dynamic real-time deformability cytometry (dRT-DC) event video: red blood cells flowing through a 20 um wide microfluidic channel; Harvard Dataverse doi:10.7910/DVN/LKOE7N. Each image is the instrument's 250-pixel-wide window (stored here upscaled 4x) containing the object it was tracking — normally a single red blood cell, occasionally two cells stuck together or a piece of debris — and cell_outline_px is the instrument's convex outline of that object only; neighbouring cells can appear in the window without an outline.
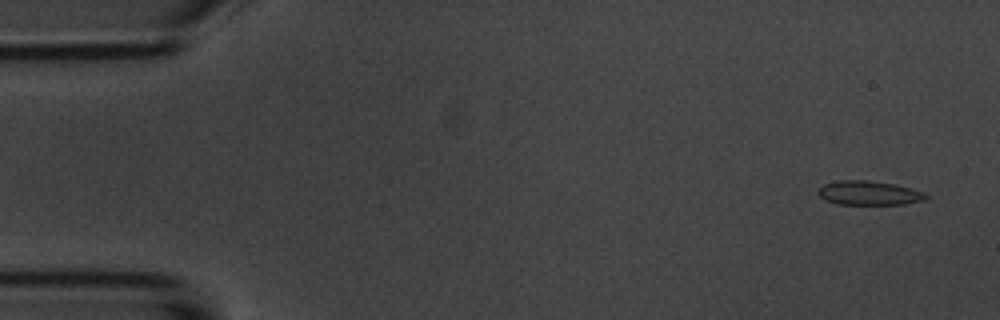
{"species": "common noctule bat (a hibernating species)", "species_latin": "Nyctalus noctula", "temperature_condition": "room temperature", "stored_images_in_passage": 54, "camera_frame_rate_fps": 3000, "um_per_image_px": 0.085, "animal": {"sex": "male", "body_mass_g": 20.1, "forearm_length_mm": 53.5}, "frame": {"image": 1, "passage_image": 3, "time_ms": 0.667, "image_size_px": [1000, 320], "cell_outline_px": [[928, 196], [924, 200], [904, 204], [836, 204], [824, 200], [816, 192], [824, 184], [840, 180], [868, 180], [892, 184], [924, 192]], "centroid_in_image_um": [73.82, 16.41], "position_along_channel_um": 11.2, "area_um2": 15.03}}
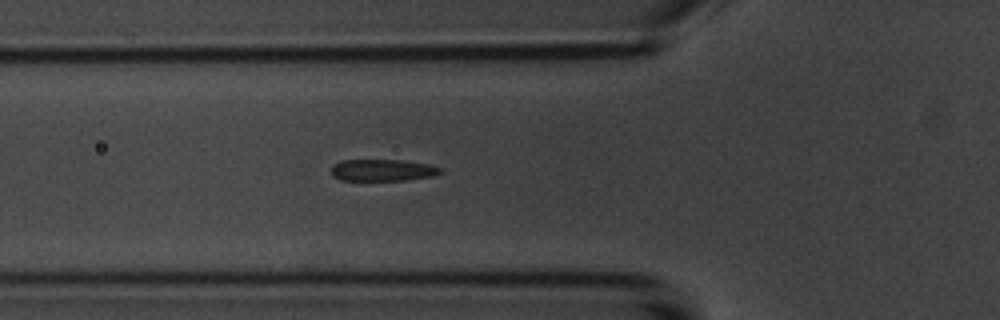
{"frame": {"image": 2, "passage_image": 19, "time_ms": 6.0, "image_size_px": [1000, 320], "cell_outline_px": [[444, 172], [432, 176], [404, 180], [340, 180], [332, 176], [332, 164], [340, 160], [400, 160], [428, 164], [444, 168]], "centroid_in_image_um": [32.53, 14.46], "position_along_channel_um": 93.3, "area_um2": 13.93}}
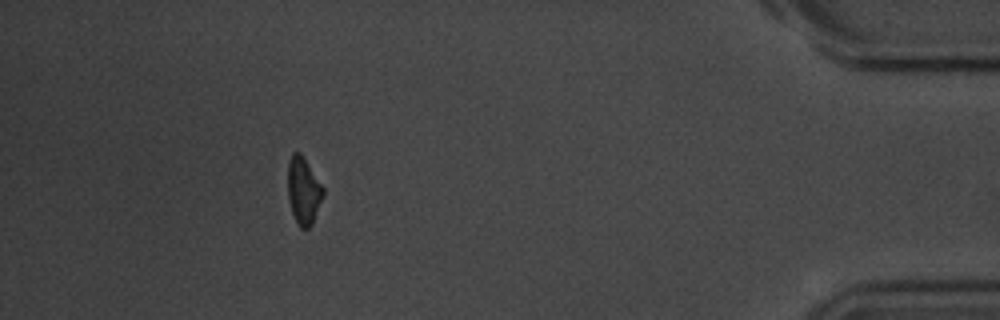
{"frame": {"image": 3, "passage_image": 49, "time_ms": 16.0, "image_size_px": [1000, 320], "cell_outline_px": [[324, 196], [312, 224], [308, 228], [300, 228], [292, 212], [288, 200], [288, 160], [292, 152], [300, 152], [324, 188]], "centroid_in_image_um": [25.79, 16.2], "position_along_channel_um": 409.4, "area_um2": 13.81}, "authors_computed_cell_mechanics": {"area_um2": 14.9991, "velocity_mm_per_s": 3.7211, "shape_relaxation_time_tau1_ms": 1.8018, "shape_relaxation_time_tau2_ms": 1.5789, "deformation_change_tau1": 0.098, "deformation_change_tau2": 0.0967}}